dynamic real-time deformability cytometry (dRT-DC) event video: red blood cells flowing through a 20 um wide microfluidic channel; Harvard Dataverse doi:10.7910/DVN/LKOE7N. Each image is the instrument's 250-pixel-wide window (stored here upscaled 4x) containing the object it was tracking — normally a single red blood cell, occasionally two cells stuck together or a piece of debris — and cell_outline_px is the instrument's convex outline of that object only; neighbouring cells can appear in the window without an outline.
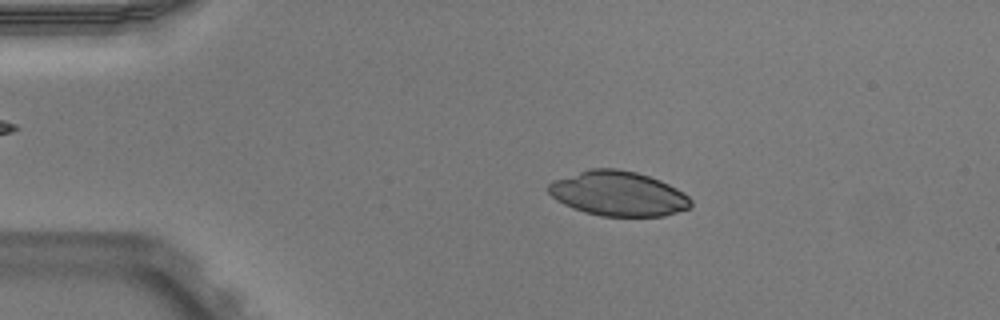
{"species": "Egyptian fruit bat (a non-hibernating species)", "species_latin": "Rousettus aegyptiacus", "temperature_condition": "warm", "stored_images_in_passage": 51, "camera_frame_rate_fps": 3000, "um_per_image_px": 0.085, "animal": {"sex": "male"}, "frame": {"image": 1, "passage_image": 10, "time_ms": 3.0, "image_size_px": [1000, 320], "cell_outline_px": [[692, 204], [688, 208], [664, 216], [600, 216], [584, 212], [572, 208], [556, 200], [548, 192], [548, 184], [552, 180], [588, 168], [616, 168], [636, 172], [660, 180], [684, 192], [692, 200]], "centroid_in_image_um": [52.52, 16.45], "position_along_channel_um": 32.5, "area_um2": 37.28}}